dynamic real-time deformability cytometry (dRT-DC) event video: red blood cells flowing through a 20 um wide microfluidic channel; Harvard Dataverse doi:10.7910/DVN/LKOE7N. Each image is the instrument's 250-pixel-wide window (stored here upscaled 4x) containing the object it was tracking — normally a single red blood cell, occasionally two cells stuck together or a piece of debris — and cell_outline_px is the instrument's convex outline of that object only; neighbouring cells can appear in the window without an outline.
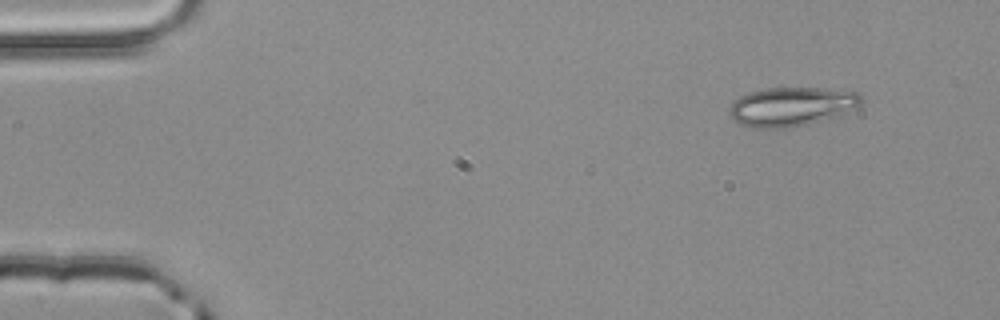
{"species": "common noctule bat (a hibernating species)", "species_latin": "Nyctalus noctula", "temperature_condition": "room temperature", "stored_images_in_passage": 4, "camera_frame_rate_fps": 3000, "um_per_image_px": 0.085, "animal": {"sex": "male", "body_mass_g": 20.4}, "frame": {"image": 1, "passage_image": 1, "time_ms": 0.0, "image_size_px": [1000, 320], "cell_outline_px": [[864, 100], [856, 108], [844, 116], [792, 128], [752, 128], [740, 124], [732, 120], [728, 112], [728, 108], [740, 96], [748, 92], [768, 88], [836, 88], [860, 92]], "centroid_in_image_um": [67.36, 9.07], "position_along_channel_um": 17.6, "area_um2": 30.98}}